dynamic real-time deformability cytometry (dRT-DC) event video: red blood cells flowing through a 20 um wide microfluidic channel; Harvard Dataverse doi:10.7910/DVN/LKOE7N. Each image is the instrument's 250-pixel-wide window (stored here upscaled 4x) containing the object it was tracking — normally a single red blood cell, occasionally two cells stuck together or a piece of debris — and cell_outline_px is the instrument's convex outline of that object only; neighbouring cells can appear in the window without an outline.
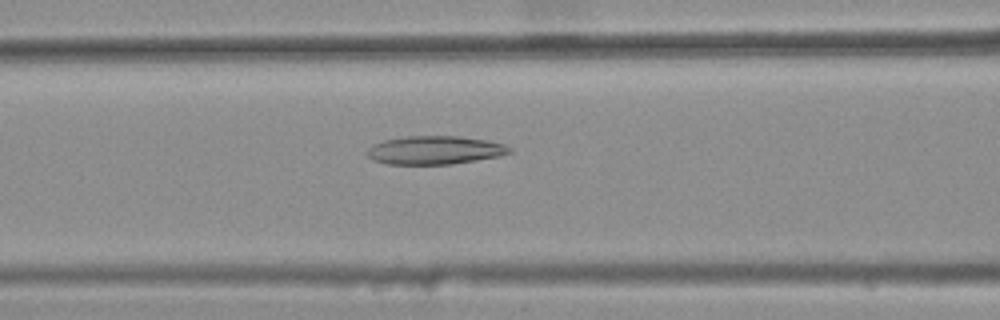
{"species": "common noctule bat (a hibernating species)", "species_latin": "Nyctalus noctula", "temperature_condition": "warm", "stored_images_in_passage": 40, "camera_frame_rate_fps": 3000, "um_per_image_px": 0.085, "animal": {"sex": "female", "body_mass_g": 25.1}, "frame": {"image": 1, "passage_image": 15, "time_ms": 4.667, "image_size_px": [1000, 320], "cell_outline_px": [[512, 152], [500, 156], [452, 164], [388, 164], [372, 160], [364, 152], [372, 144], [384, 140], [408, 136], [460, 136], [488, 140], [504, 144], [512, 148]], "centroid_in_image_um": [36.95, 12.76], "position_along_channel_um": 129.6, "area_um2": 23.76}}
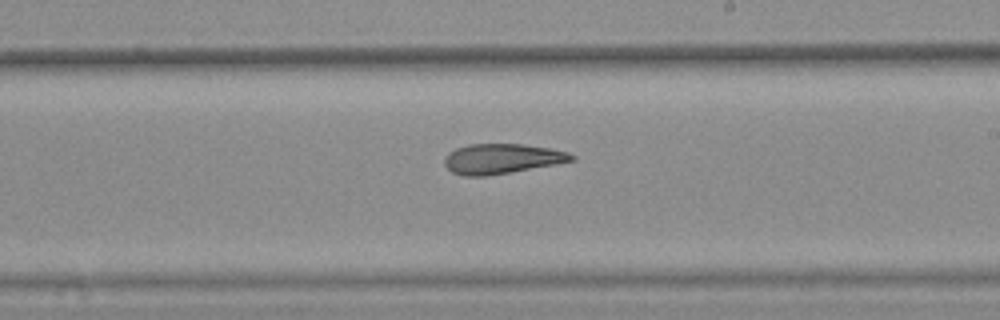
{"frame": {"image": 2, "passage_image": 24, "time_ms": 7.667, "image_size_px": [1000, 320], "cell_outline_px": [[576, 160], [556, 164], [488, 176], [464, 176], [452, 172], [444, 164], [444, 160], [448, 152], [456, 148], [468, 144], [520, 144], [548, 148], [568, 152], [576, 156]], "centroid_in_image_um": [42.65, 13.49], "position_along_channel_um": 246.4, "area_um2": 22.2}}
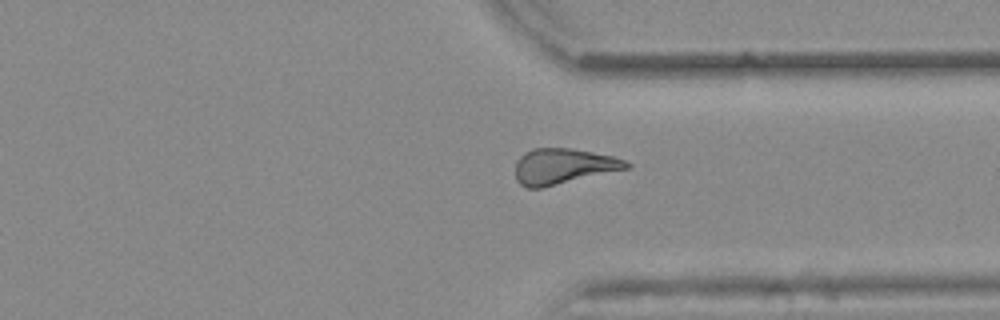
{"frame": {"image": 3, "passage_image": 33, "time_ms": 10.667, "image_size_px": [1000, 320], "cell_outline_px": [[632, 164], [628, 168], [544, 188], [528, 188], [520, 184], [516, 180], [516, 160], [524, 152], [532, 148], [572, 148], [612, 156], [624, 160]], "centroid_in_image_um": [47.84, 14.14], "position_along_channel_um": 363.6, "area_um2": 23.12}, "authors_computed_cell_mechanics": {"area_um2": 22.9466, "velocity_mm_per_s": 3.8965, "shape_relaxation_time_tau1_ms": null, "shape_relaxation_time_tau2_ms": 7.23, "deformation_change_tau1": null, "deformation_change_tau2": 0.2113}}